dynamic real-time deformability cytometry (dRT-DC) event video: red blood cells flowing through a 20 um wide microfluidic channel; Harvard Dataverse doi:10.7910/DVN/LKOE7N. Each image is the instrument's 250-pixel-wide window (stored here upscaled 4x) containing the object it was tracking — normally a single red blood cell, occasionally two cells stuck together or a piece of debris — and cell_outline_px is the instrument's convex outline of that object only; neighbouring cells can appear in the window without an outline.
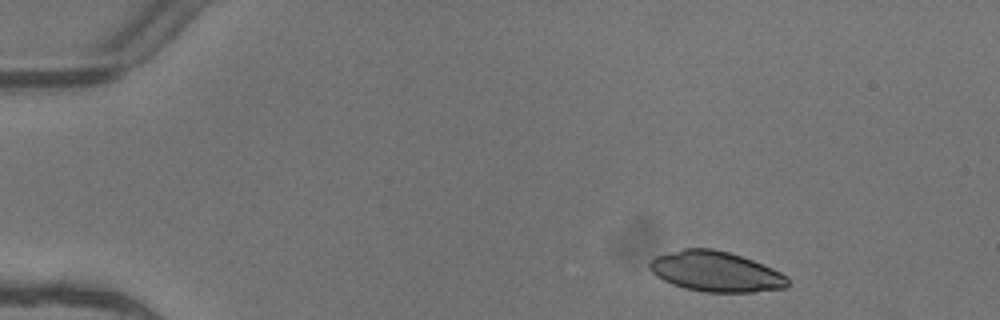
{"species": "common noctule bat (a hibernating species)", "species_latin": "Nyctalus noctula", "temperature_condition": "warm", "stored_images_in_passage": 4, "camera_frame_rate_fps": 3000, "um_per_image_px": 0.085, "animal": {"sex": "female"}, "frame": {"image": 1, "passage_image": 1, "time_ms": 0.0, "image_size_px": [1000, 320], "cell_outline_px": [[788, 284], [784, 288], [752, 292], [704, 292], [684, 288], [672, 284], [656, 276], [652, 272], [648, 264], [656, 256], [684, 248], [712, 248], [728, 252], [752, 260], [772, 268], [788, 276]], "centroid_in_image_um": [60.83, 23.08], "position_along_channel_um": 24.2, "area_um2": 32.25}}